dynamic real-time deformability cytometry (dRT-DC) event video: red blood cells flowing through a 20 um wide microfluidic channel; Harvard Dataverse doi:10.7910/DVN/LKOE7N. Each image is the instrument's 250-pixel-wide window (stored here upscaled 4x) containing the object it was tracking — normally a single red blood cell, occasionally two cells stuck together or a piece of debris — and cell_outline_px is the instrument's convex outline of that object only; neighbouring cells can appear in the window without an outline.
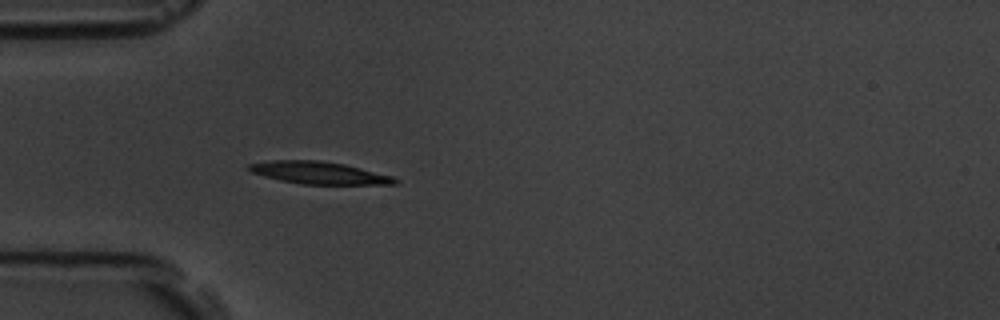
{"species": "common noctule bat (a hibernating species)", "species_latin": "Nyctalus noctula", "temperature_condition": "room temperature", "stored_images_in_passage": 4, "camera_frame_rate_fps": 3000, "um_per_image_px": 0.085, "animal": {"sex": "male", "body_mass_g": 19.5, "forearm_length_mm": 54.6}, "frame": {"image": 1, "passage_image": 4, "time_ms": 3.333, "image_size_px": [1000, 320], "cell_outline_px": [[400, 180], [396, 184], [300, 184], [280, 180], [264, 176], [252, 172], [248, 168], [248, 164], [272, 160], [320, 160], [344, 164], [392, 176]], "centroid_in_image_um": [27.12, 14.69], "position_along_channel_um": 57.9, "area_um2": 18.84}}